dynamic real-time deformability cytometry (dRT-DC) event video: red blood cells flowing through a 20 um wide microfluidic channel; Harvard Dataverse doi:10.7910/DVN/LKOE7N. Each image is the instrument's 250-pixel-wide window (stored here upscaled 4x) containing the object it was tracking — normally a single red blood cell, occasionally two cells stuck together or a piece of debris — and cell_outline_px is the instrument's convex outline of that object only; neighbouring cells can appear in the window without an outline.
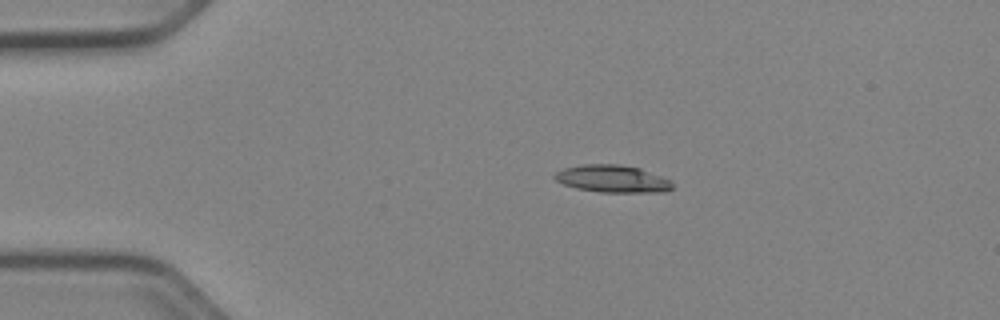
{"species": "Egyptian fruit bat (a non-hibernating species)", "species_latin": "Rousettus aegyptiacus", "temperature_condition": "cold", "stored_images_in_passage": 42, "camera_frame_rate_fps": 3000, "um_per_image_px": 0.085, "animal": {"sex": "female"}, "frame": {"image": 1, "passage_image": 1, "time_ms": 0.0, "image_size_px": [1000, 320], "cell_outline_px": [[672, 188], [664, 192], [600, 192], [576, 188], [564, 184], [556, 180], [552, 176], [556, 172], [564, 168], [584, 164], [620, 164], [640, 168], [672, 180]], "centroid_in_image_um": [52.07, 15.19], "position_along_channel_um": 32.9, "area_um2": 18.79}}
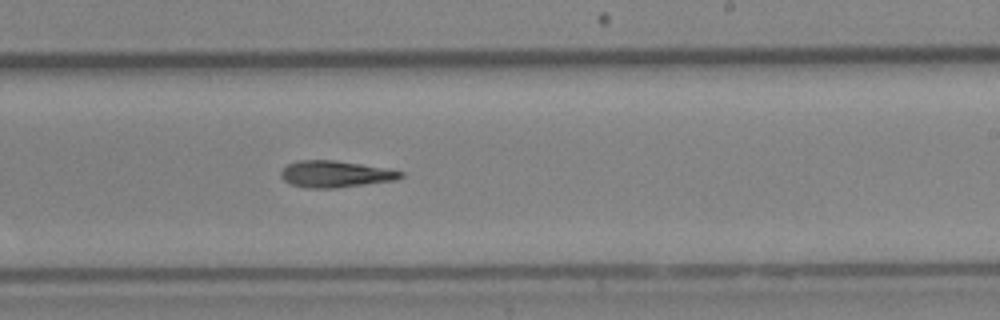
{"frame": {"image": 2, "passage_image": 22, "time_ms": 7.0, "image_size_px": [1000, 320], "cell_outline_px": [[404, 176], [396, 180], [336, 188], [308, 188], [292, 184], [284, 180], [280, 176], [280, 172], [288, 164], [296, 160], [336, 160], [360, 164], [404, 172]], "centroid_in_image_um": [28.48, 14.79], "position_along_channel_um": 260.5, "area_um2": 18.44}}
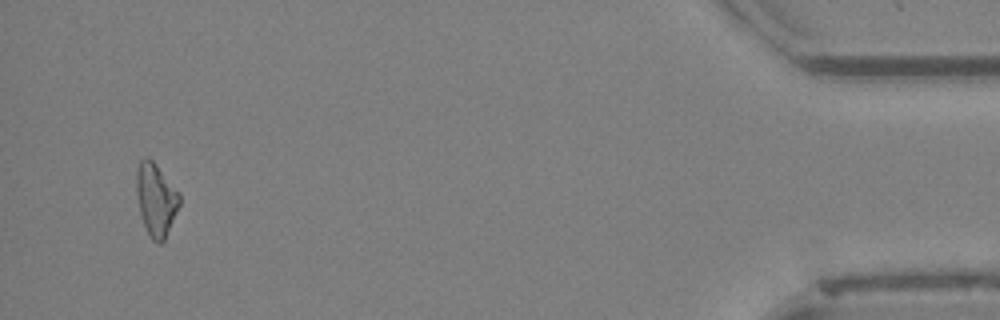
{"frame": {"image": 3, "passage_image": 40, "time_ms": 13.0, "image_size_px": [1000, 320], "cell_outline_px": [[180, 204], [164, 240], [160, 244], [152, 240], [144, 224], [140, 212], [136, 192], [136, 172], [140, 160], [148, 156], [156, 164], [180, 196]], "centroid_in_image_um": [13.23, 16.95], "position_along_channel_um": 422.0, "area_um2": 17.8}}